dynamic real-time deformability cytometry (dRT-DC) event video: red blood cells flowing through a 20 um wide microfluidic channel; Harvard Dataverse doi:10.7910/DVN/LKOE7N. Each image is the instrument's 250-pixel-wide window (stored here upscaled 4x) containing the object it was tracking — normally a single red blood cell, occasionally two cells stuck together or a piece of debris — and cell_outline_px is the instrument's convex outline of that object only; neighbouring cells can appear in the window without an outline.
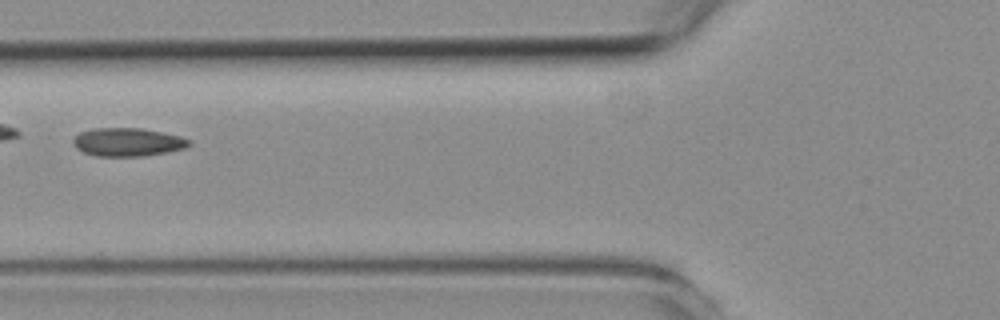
{"species": "common noctule bat (a hibernating species)", "species_latin": "Nyctalus noctula", "temperature_condition": "room temperature", "stored_images_in_passage": 3, "camera_frame_rate_fps": 3000, "um_per_image_px": 0.085, "animal": {"sex": "female", "body_mass_g": 19.3, "forearm_length_mm": 54.1}, "frame": {"image": 1, "passage_image": 2, "time_ms": 1.0, "image_size_px": [1000, 320], "cell_outline_px": [[192, 144], [184, 148], [144, 156], [96, 156], [84, 152], [76, 148], [72, 140], [80, 132], [92, 128], [140, 128], [180, 136], [192, 140]], "centroid_in_image_um": [10.84, 12.07], "position_along_channel_um": 115.0, "area_um2": 19.02}}
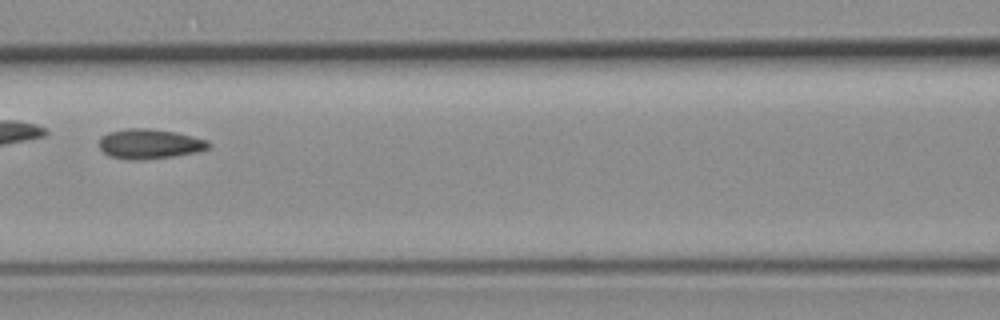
{"frame": {"image": 2, "passage_image": 3, "time_ms": 2.0, "image_size_px": [1000, 320], "cell_outline_px": [[212, 144], [208, 148], [196, 152], [172, 156], [144, 160], [128, 160], [108, 156], [100, 148], [100, 136], [108, 132], [128, 128], [148, 128], [176, 132], [208, 140]], "centroid_in_image_um": [12.7, 12.23], "position_along_channel_um": 153.9, "area_um2": 19.13}}